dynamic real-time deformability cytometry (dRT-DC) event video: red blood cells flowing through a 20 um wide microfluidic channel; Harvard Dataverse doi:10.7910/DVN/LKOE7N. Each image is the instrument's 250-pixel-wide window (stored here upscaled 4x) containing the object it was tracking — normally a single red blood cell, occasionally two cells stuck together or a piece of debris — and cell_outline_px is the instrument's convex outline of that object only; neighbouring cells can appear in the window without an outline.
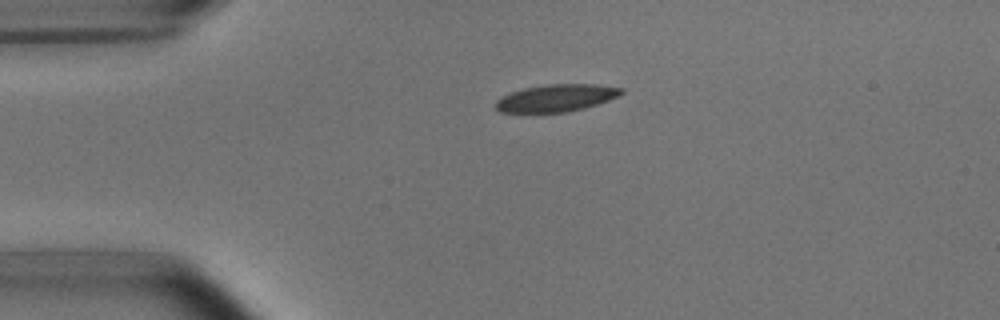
{"species": "common noctule bat (a hibernating species)", "species_latin": "Nyctalus noctula", "temperature_condition": "room temperature", "stored_images_in_passage": 37, "camera_frame_rate_fps": 3000, "um_per_image_px": 0.085, "animal": {"sex": "male", "body_mass_g": 15.6}, "frame": {"image": 1, "passage_image": 1, "time_ms": 0.0, "image_size_px": [1000, 320], "cell_outline_px": [[624, 92], [620, 96], [584, 108], [568, 112], [500, 112], [496, 108], [496, 100], [500, 96], [524, 88], [544, 84], [600, 84], [624, 88]], "centroid_in_image_um": [47.31, 8.31], "position_along_channel_um": 37.7, "area_um2": 20.06}}
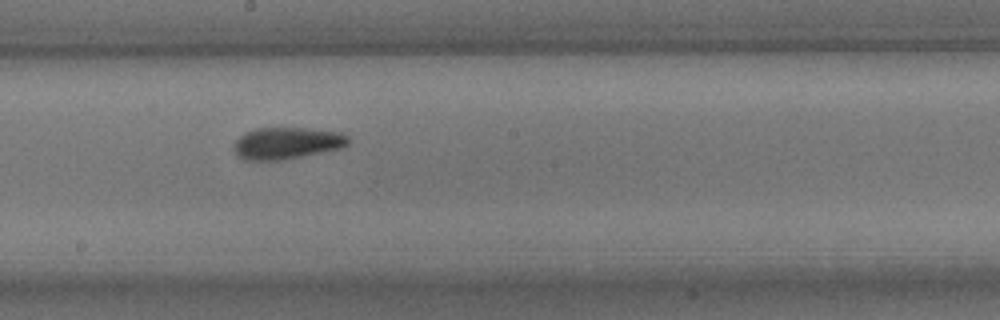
{"frame": {"image": 2, "passage_image": 18, "time_ms": 5.667, "image_size_px": [1000, 320], "cell_outline_px": [[352, 140], [344, 148], [304, 156], [280, 160], [244, 160], [232, 148], [236, 140], [244, 132], [256, 128], [304, 128], [340, 132], [348, 136]], "centroid_in_image_um": [24.42, 12.17], "position_along_channel_um": 223.8, "area_um2": 21.39}}
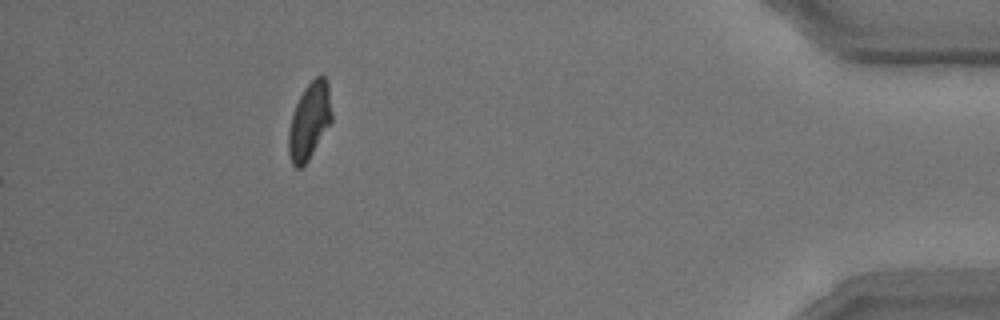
{"frame": {"image": 3, "passage_image": 37, "time_ms": 12.0, "image_size_px": [1000, 320], "cell_outline_px": [[332, 120], [308, 160], [300, 168], [296, 168], [292, 164], [288, 156], [288, 132], [292, 112], [304, 88], [316, 76], [324, 76], [328, 80], [332, 112]], "centroid_in_image_um": [26.29, 10.27], "position_along_channel_um": 408.9, "area_um2": 19.31}, "authors_computed_cell_mechanics": {"area_um2": 20.808, "velocity_mm_per_s": 3.7914, "shape_relaxation_time_tau1_ms": 2.7558, "shape_relaxation_time_tau2_ms": 2.2749, "deformation_change_tau1": 0.1326, "deformation_change_tau2": 0.0792}}